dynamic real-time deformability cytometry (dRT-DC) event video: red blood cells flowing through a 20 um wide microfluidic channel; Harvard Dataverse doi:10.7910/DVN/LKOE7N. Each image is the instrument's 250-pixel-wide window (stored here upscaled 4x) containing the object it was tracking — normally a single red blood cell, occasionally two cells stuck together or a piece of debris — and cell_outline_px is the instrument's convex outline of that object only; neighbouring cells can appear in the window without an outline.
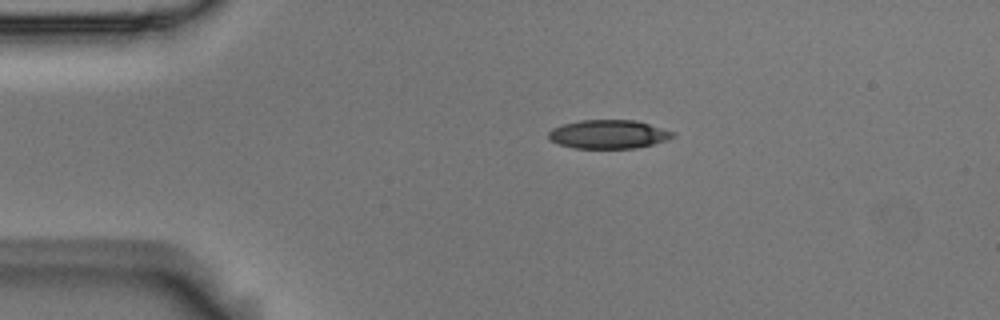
{"species": "Egyptian fruit bat (a non-hibernating species)", "species_latin": "Rousettus aegyptiacus", "temperature_condition": "room temperature", "stored_images_in_passage": 5, "camera_frame_rate_fps": 3000, "um_per_image_px": 0.085, "animal": {"sex": "male"}, "frame": {"image": 1, "passage_image": 2, "time_ms": 0.333, "image_size_px": [1000, 320], "cell_outline_px": [[676, 136], [668, 140], [636, 148], [572, 148], [560, 144], [552, 140], [548, 136], [548, 132], [552, 128], [564, 124], [580, 120], [636, 120], [676, 132]], "centroid_in_image_um": [51.76, 11.41], "position_along_channel_um": 33.2, "area_um2": 20.81}}
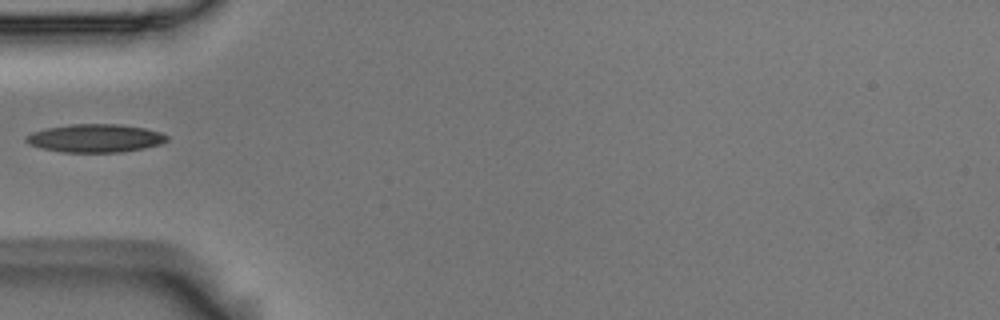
{"frame": {"image": 2, "passage_image": 4, "time_ms": 1.0, "image_size_px": [1000, 320], "cell_outline_px": [[168, 140], [160, 144], [144, 148], [120, 152], [60, 152], [40, 148], [28, 144], [24, 140], [24, 136], [32, 132], [48, 128], [72, 124], [120, 124], [144, 128], [160, 132], [168, 136]], "centroid_in_image_um": [8.07, 11.75], "position_along_channel_um": 76.9, "area_um2": 23.18}}
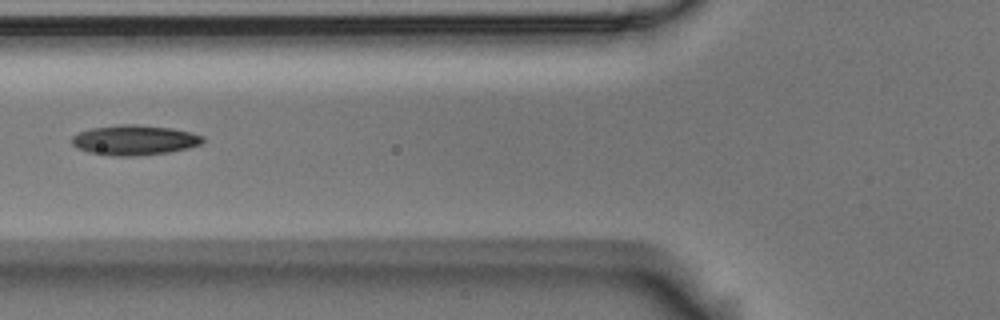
{"frame": {"image": 3, "passage_image": 5, "time_ms": 1.333, "image_size_px": [1000, 320], "cell_outline_px": [[204, 140], [200, 144], [188, 148], [168, 152], [140, 156], [112, 156], [88, 152], [76, 148], [72, 144], [72, 136], [80, 132], [92, 128], [120, 124], [136, 124], [172, 128], [192, 132], [204, 136]], "centroid_in_image_um": [11.43, 11.91], "position_along_channel_um": 114.4, "area_um2": 23.06}}